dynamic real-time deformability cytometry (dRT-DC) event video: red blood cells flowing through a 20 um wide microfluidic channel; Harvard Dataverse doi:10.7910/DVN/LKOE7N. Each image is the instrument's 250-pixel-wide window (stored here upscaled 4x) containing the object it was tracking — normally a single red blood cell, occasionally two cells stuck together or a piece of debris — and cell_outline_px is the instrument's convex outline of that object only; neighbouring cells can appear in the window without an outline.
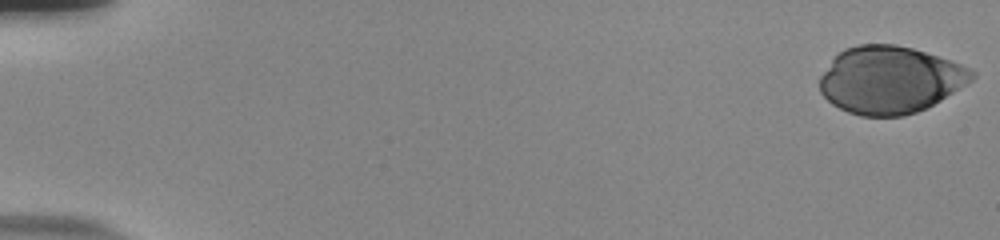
{"species": "human", "species_latin": "Homo sapiens", "temperature_condition": "room temperature", "stored_images_in_passage": 49, "camera_frame_rate_fps": 3000, "um_per_image_px": 0.085, "donor": {"sex": "male"}, "frame": {"image": 1, "passage_image": 1, "time_ms": 0.0, "image_size_px": [1000, 240], "cell_outline_px": [[976, 76], [972, 80], [940, 100], [916, 112], [904, 116], [860, 116], [848, 112], [832, 104], [820, 92], [820, 76], [832, 60], [844, 48], [856, 44], [896, 44], [912, 48], [972, 68], [976, 72]], "centroid_in_image_um": [75.64, 6.78], "position_along_channel_um": 9.4, "area_um2": 59.3}}
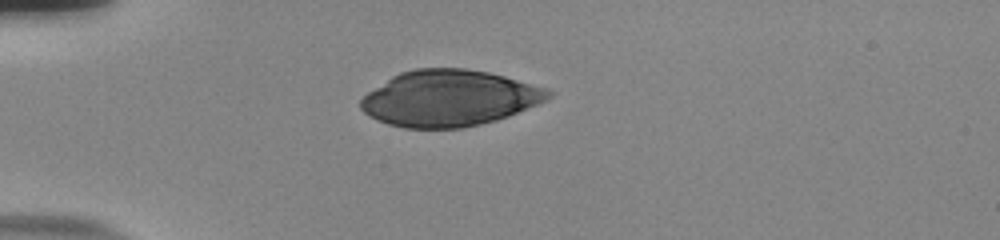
{"frame": {"image": 2, "passage_image": 16, "time_ms": 5.0, "image_size_px": [1000, 240], "cell_outline_px": [[556, 92], [552, 96], [540, 104], [508, 116], [496, 120], [464, 128], [404, 128], [388, 124], [376, 120], [368, 116], [360, 108], [360, 100], [368, 92], [392, 76], [400, 72], [416, 68], [464, 68], [488, 72], [504, 76], [548, 88]], "centroid_in_image_um": [38.21, 8.35], "position_along_channel_um": 46.8, "area_um2": 61.61}}